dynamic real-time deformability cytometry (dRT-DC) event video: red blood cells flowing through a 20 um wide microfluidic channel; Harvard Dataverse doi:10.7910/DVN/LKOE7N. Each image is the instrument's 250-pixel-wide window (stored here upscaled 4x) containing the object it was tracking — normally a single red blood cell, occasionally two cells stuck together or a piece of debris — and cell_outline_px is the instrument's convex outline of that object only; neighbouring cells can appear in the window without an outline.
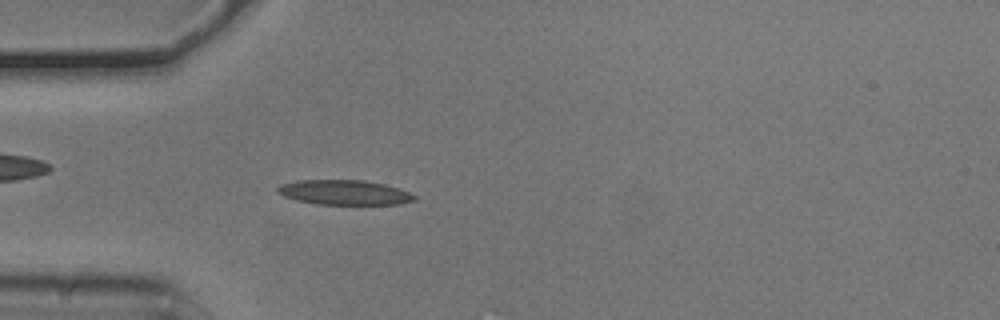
{"species": "common noctule bat (a hibernating species)", "species_latin": "Nyctalus noctula", "temperature_condition": "cold", "stored_images_in_passage": 52, "camera_frame_rate_fps": 3000, "um_per_image_px": 0.085, "animal": {"sex": "male", "body_mass_g": 20.5, "forearm_length_mm": 52.5}, "frame": {"image": 1, "passage_image": 14, "time_ms": 4.333, "image_size_px": [1000, 320], "cell_outline_px": [[416, 200], [400, 204], [316, 204], [296, 200], [284, 196], [276, 192], [276, 188], [280, 184], [296, 180], [364, 180], [384, 184], [408, 192], [416, 196]], "centroid_in_image_um": [29.22, 16.35], "position_along_channel_um": 55.8, "area_um2": 19.77}}
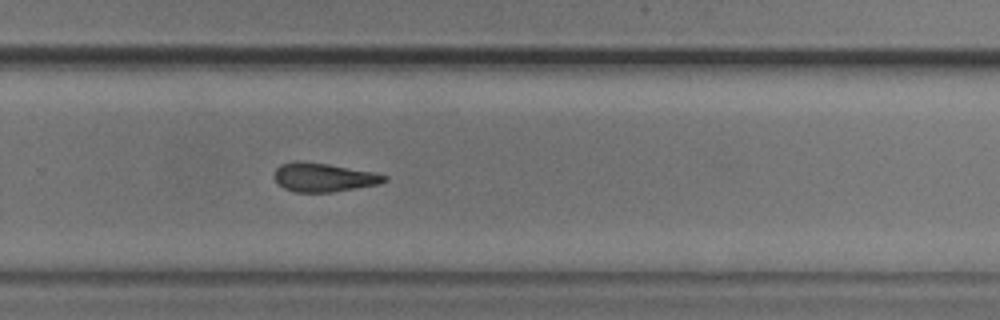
{"frame": {"image": 2, "passage_image": 34, "time_ms": 11.0, "image_size_px": [1000, 320], "cell_outline_px": [[388, 180], [380, 184], [332, 192], [296, 192], [284, 188], [276, 180], [276, 168], [280, 164], [296, 160], [300, 160], [328, 164], [376, 172], [388, 176]], "centroid_in_image_um": [27.56, 15.06], "position_along_channel_um": 302.2, "area_um2": 18.5}}
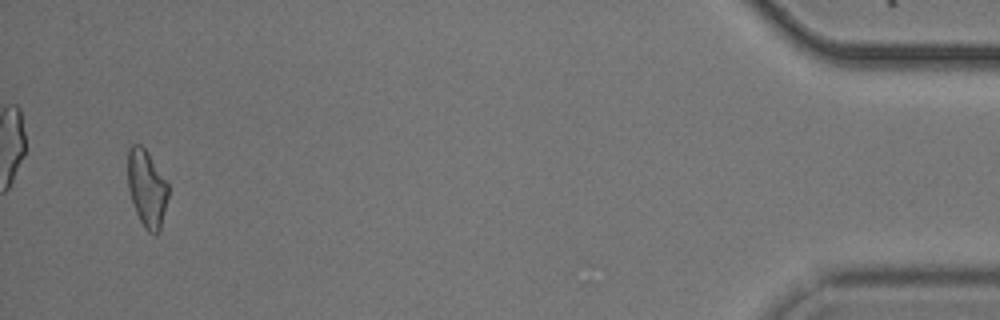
{"frame": {"image": 3, "passage_image": 50, "time_ms": 16.333, "image_size_px": [1000, 320], "cell_outline_px": [[168, 196], [160, 228], [156, 236], [148, 232], [144, 228], [136, 212], [128, 188], [128, 148], [132, 144], [140, 144], [144, 148], [168, 180]], "centroid_in_image_um": [12.49, 16.0], "position_along_channel_um": 422.7, "area_um2": 18.21}, "authors_computed_cell_mechanics": {"area_um2": 18.785, "velocity_mm_per_s": 3.7724, "shape_relaxation_time_tau1_ms": null, "shape_relaxation_time_tau2_ms": 10.9808, "deformation_change_tau1": null, "deformation_change_tau2": 0.2656}}